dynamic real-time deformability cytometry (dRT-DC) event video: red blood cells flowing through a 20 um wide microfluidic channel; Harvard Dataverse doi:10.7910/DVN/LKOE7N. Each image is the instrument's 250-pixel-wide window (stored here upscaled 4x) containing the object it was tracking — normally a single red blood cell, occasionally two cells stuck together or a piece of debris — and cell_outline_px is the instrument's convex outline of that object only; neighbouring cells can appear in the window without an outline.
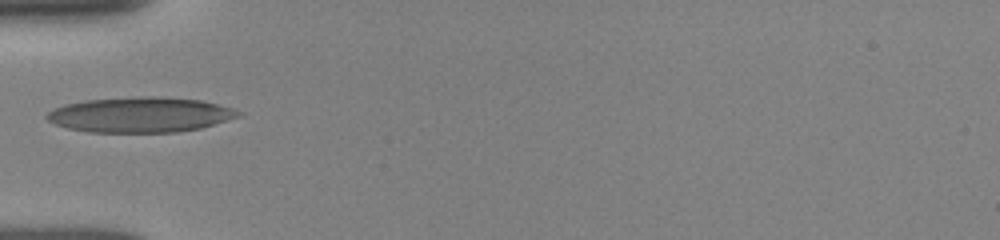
{"species": "human", "species_latin": "Homo sapiens", "temperature_condition": "room temperature", "stored_images_in_passage": 2, "camera_frame_rate_fps": 3000, "um_per_image_px": 0.085, "donor": {"sex": "female"}, "frame": {"image": 1, "passage_image": 1, "time_ms": 0.0, "image_size_px": [1000, 240], "cell_outline_px": [[244, 112], [240, 116], [200, 128], [176, 132], [88, 132], [68, 128], [56, 124], [48, 120], [44, 116], [48, 112], [64, 104], [84, 100], [148, 96], [156, 96], [204, 100], [232, 108]], "centroid_in_image_um": [11.94, 9.75], "position_along_channel_um": 73.1, "area_um2": 39.25}}